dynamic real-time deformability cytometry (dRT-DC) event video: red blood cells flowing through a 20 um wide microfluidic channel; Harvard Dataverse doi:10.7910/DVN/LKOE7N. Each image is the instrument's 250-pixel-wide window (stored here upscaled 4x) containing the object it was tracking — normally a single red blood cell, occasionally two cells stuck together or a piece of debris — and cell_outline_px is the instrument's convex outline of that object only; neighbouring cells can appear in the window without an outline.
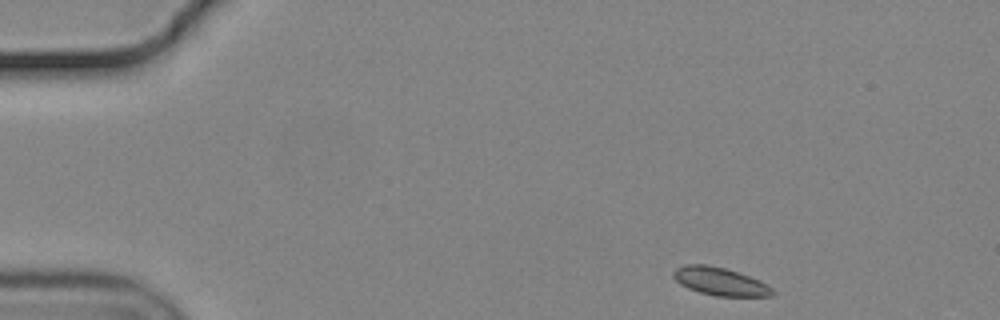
{"species": "common noctule bat (a hibernating species)", "species_latin": "Nyctalus noctula", "temperature_condition": "cold", "stored_images_in_passage": 49, "camera_frame_rate_fps": 3000, "um_per_image_px": 0.085, "animal": {"sex": "male", "body_mass_g": 19.2, "forearm_length_mm": 51.8}, "frame": {"image": 1, "passage_image": 1, "time_ms": 0.0, "image_size_px": [1000, 320], "cell_outline_px": [[776, 292], [772, 296], [716, 296], [700, 292], [688, 288], [680, 284], [672, 276], [672, 272], [676, 268], [688, 264], [704, 264], [724, 268], [760, 280], [772, 288]], "centroid_in_image_um": [61.2, 23.93], "position_along_channel_um": 23.8, "area_um2": 16.01}}
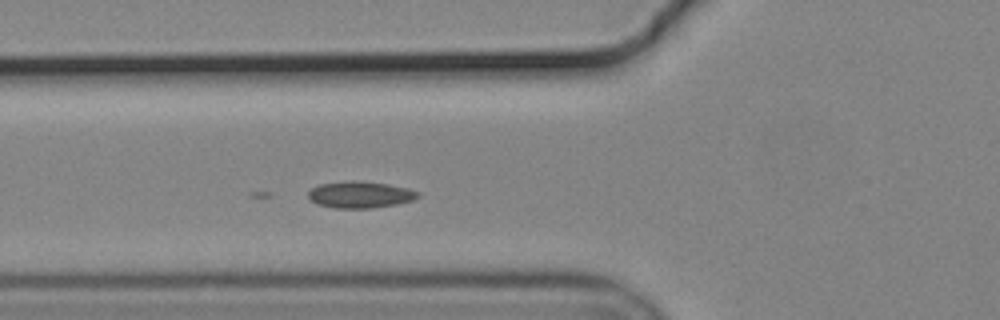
{"frame": {"image": 2, "passage_image": 14, "time_ms": 4.333, "image_size_px": [1000, 320], "cell_outline_px": [[420, 196], [412, 200], [396, 204], [368, 208], [332, 208], [320, 204], [312, 200], [308, 196], [308, 192], [312, 188], [320, 184], [348, 180], [352, 180], [388, 184], [408, 188], [420, 192]], "centroid_in_image_um": [30.63, 16.53], "position_along_channel_um": 95.2, "area_um2": 16.88}}
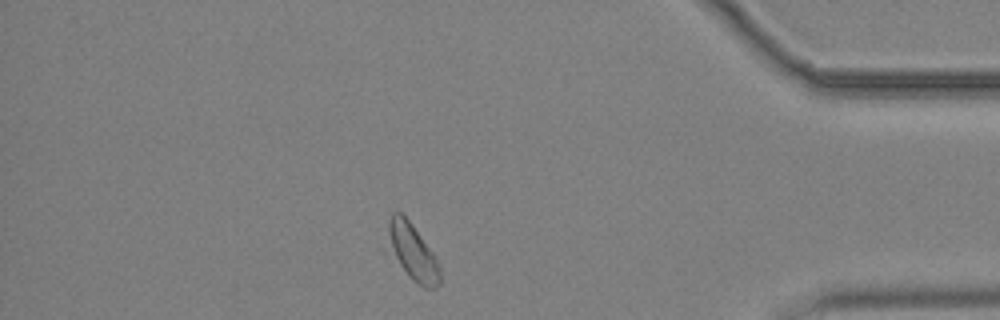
{"frame": {"image": 3, "passage_image": 42, "time_ms": 13.667, "image_size_px": [1000, 320], "cell_outline_px": [[440, 284], [436, 288], [424, 288], [416, 284], [412, 280], [400, 264], [396, 256], [392, 244], [388, 228], [388, 220], [392, 212], [400, 212], [412, 224], [432, 252], [440, 268]], "centroid_in_image_um": [35.13, 21.45], "position_along_channel_um": 400.1, "area_um2": 16.24}}